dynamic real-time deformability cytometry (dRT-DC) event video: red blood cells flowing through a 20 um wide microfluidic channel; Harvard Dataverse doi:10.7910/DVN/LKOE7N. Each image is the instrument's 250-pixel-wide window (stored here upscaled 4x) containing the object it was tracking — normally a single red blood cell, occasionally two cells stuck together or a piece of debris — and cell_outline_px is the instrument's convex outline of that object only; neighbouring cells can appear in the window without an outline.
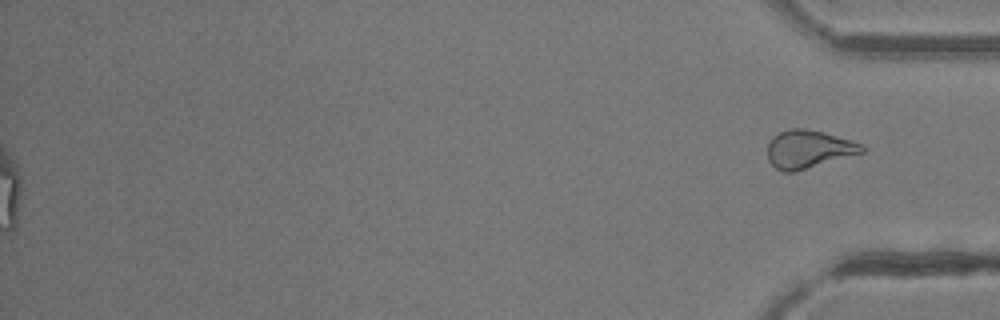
{"species": "common noctule bat (a hibernating species)", "species_latin": "Nyctalus noctula", "temperature_condition": "room temperature", "stored_images_in_passage": 50, "segment_of_instrument_passage": [2, 2], "camera_frame_rate_fps": 3000, "um_per_image_px": 0.085, "animal": {"sex": "female"}, "frame": {"image": 1, "passage_image": 50, "time_ms": 16.333, "image_size_px": [1000, 320], "cell_outline_px": [[864, 152], [792, 172], [784, 172], [776, 168], [768, 160], [768, 144], [772, 136], [788, 128], [804, 128], [824, 132], [852, 140], [864, 144]], "centroid_in_image_um": [68.72, 12.66], "position_along_channel_um": 366.5, "area_um2": 20.81}}